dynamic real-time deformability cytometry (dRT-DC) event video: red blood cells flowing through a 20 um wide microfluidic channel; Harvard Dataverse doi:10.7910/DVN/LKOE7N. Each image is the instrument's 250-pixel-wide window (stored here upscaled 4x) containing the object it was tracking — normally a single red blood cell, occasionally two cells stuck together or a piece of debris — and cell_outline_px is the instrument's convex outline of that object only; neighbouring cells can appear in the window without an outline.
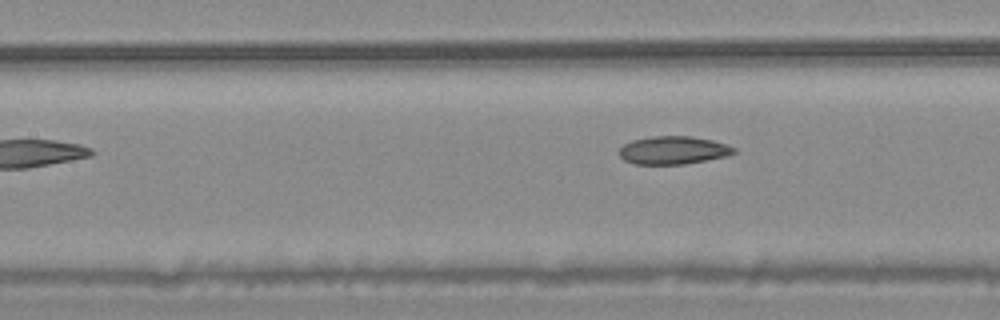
{"species": "common noctule bat (a hibernating species)", "species_latin": "Nyctalus noctula", "temperature_condition": "warm", "stored_images_in_passage": 7, "camera_frame_rate_fps": 3000, "um_per_image_px": 0.085, "animal": {"sex": "male", "body_mass_g": 20.4}, "frame": {"image": 1, "passage_image": 7, "time_ms": 2.0, "image_size_px": [1000, 320], "cell_outline_px": [[736, 152], [728, 156], [684, 164], [636, 164], [624, 160], [616, 152], [624, 144], [632, 140], [652, 136], [692, 136], [712, 140], [728, 144], [736, 148]], "centroid_in_image_um": [57.23, 12.76], "position_along_channel_um": 150.2, "area_um2": 18.9}}